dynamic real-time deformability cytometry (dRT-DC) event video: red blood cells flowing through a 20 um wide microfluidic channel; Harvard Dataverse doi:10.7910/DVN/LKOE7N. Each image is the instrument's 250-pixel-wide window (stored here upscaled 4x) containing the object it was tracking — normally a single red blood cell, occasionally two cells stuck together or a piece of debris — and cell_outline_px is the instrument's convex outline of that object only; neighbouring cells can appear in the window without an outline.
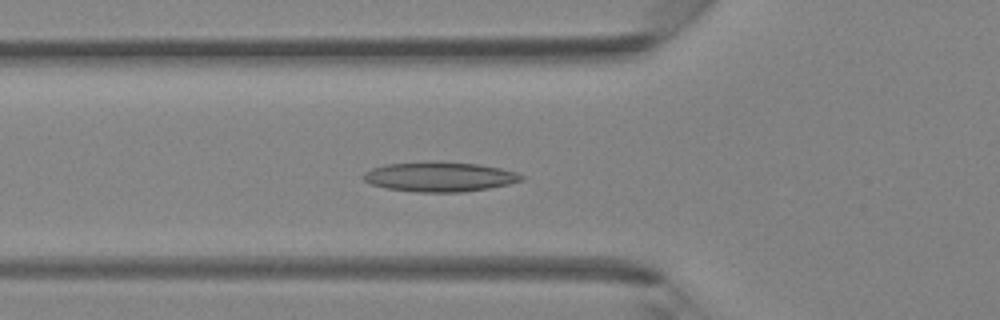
{"species": "Egyptian fruit bat (a non-hibernating species)", "species_latin": "Rousettus aegyptiacus", "temperature_condition": "room temperature", "stored_images_in_passage": 39, "camera_frame_rate_fps": 3000, "um_per_image_px": 0.085, "animal": {"sex": "female"}, "frame": {"image": 1, "passage_image": 12, "time_ms": 3.667, "image_size_px": [1000, 320], "cell_outline_px": [[524, 180], [508, 184], [488, 188], [460, 192], [416, 192], [388, 188], [372, 184], [364, 180], [364, 172], [372, 168], [384, 164], [480, 164], [500, 168], [516, 172], [524, 176]], "centroid_in_image_um": [37.41, 15.06], "position_along_channel_um": 88.4, "area_um2": 26.18}}
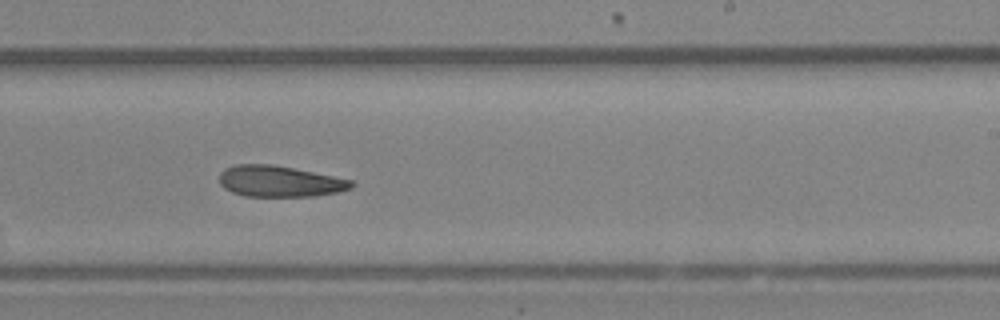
{"frame": {"image": 2, "passage_image": 23, "time_ms": 7.333, "image_size_px": [1000, 320], "cell_outline_px": [[356, 184], [352, 188], [336, 192], [312, 196], [244, 196], [232, 192], [224, 188], [220, 184], [220, 172], [224, 168], [236, 164], [272, 164], [352, 180]], "centroid_in_image_um": [23.74, 15.41], "position_along_channel_um": 265.3, "area_um2": 23.81}}
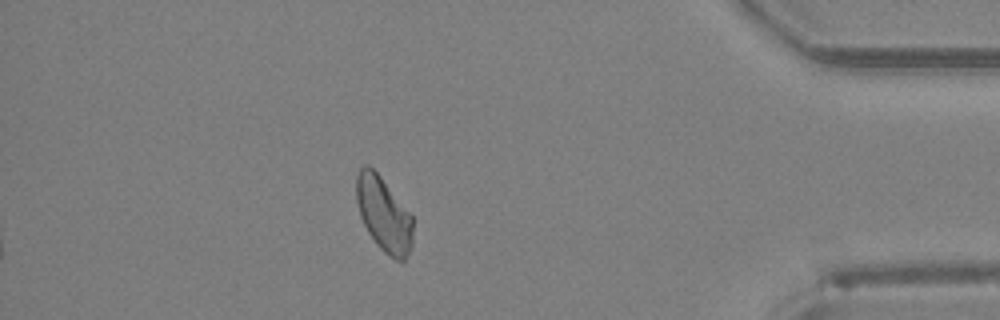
{"frame": {"image": 3, "passage_image": 34, "time_ms": 11.0, "image_size_px": [1000, 320], "cell_outline_px": [[412, 244], [404, 260], [396, 260], [388, 256], [376, 244], [368, 232], [360, 216], [356, 200], [356, 176], [360, 168], [364, 164], [368, 164], [380, 176], [412, 216]], "centroid_in_image_um": [32.59, 18.21], "position_along_channel_um": 402.6, "area_um2": 24.33}}